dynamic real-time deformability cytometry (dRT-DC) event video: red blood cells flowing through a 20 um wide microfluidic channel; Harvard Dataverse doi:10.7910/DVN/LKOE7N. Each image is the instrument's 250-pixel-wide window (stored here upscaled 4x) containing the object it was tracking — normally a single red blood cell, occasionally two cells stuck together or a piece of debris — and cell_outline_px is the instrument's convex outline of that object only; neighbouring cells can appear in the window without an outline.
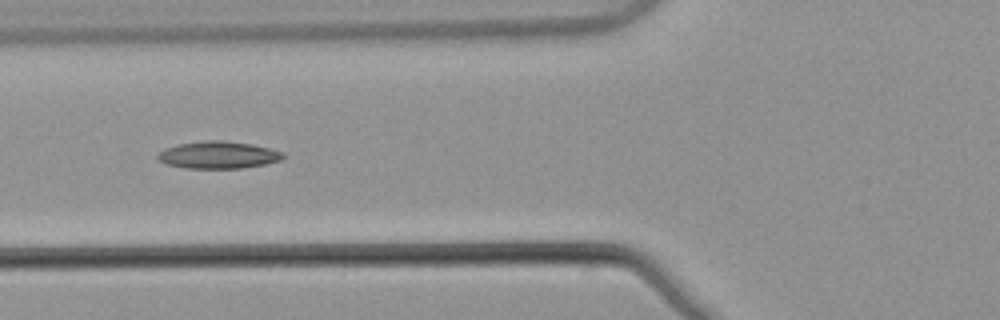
{"species": "common noctule bat (a hibernating species)", "species_latin": "Nyctalus noctula", "temperature_condition": "warm", "stored_images_in_passage": 7, "camera_frame_rate_fps": 3000, "um_per_image_px": 0.085, "animal": {"sex": "male", "body_mass_g": 21.5, "forearm_length_mm": 52.0}, "frame": {"image": 1, "passage_image": 6, "time_ms": 1.667, "image_size_px": [1000, 320], "cell_outline_px": [[284, 156], [280, 160], [264, 164], [244, 168], [184, 168], [168, 164], [160, 160], [156, 156], [164, 148], [176, 144], [204, 140], [220, 140], [252, 144], [284, 152]], "centroid_in_image_um": [18.54, 13.16], "position_along_channel_um": 107.3, "area_um2": 19.83}}
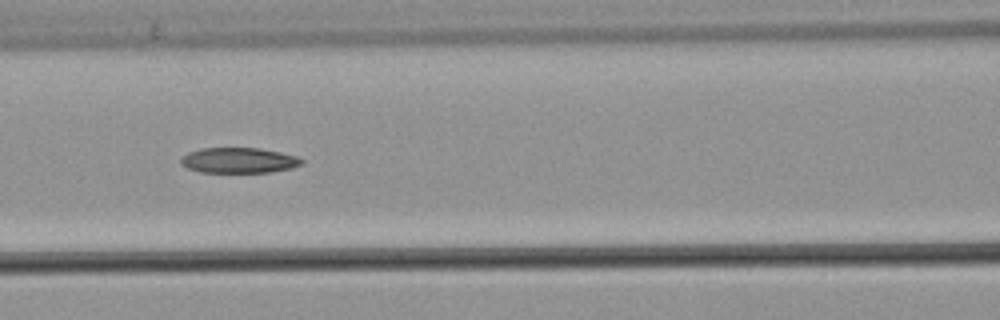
{"frame": {"image": 2, "passage_image": 7, "time_ms": 2.0, "image_size_px": [1000, 320], "cell_outline_px": [[304, 164], [292, 168], [268, 172], [200, 172], [188, 168], [180, 164], [180, 160], [188, 152], [200, 148], [260, 148], [280, 152], [296, 156], [304, 160]], "centroid_in_image_um": [20.31, 13.63], "position_along_channel_um": 146.3, "area_um2": 17.92}}